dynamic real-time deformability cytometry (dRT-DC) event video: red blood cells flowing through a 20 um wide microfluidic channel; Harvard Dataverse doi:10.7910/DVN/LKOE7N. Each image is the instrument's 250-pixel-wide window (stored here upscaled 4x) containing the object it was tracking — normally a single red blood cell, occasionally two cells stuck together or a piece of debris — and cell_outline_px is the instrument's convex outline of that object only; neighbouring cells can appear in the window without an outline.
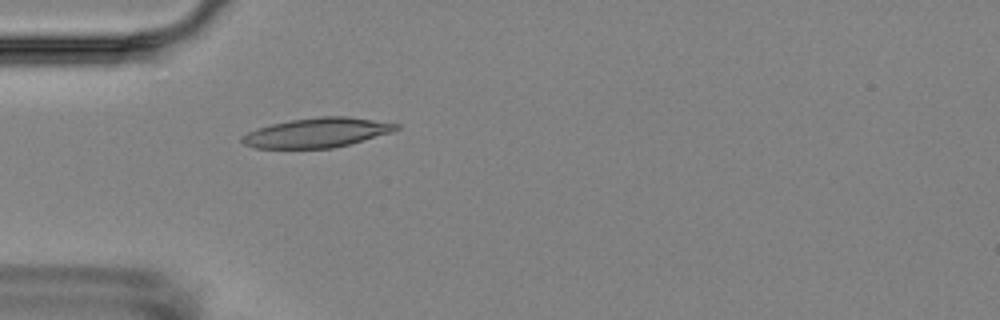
{"species": "Egyptian fruit bat (a non-hibernating species)", "species_latin": "Rousettus aegyptiacus", "temperature_condition": "room temperature", "stored_images_in_passage": 5, "camera_frame_rate_fps": 3000, "um_per_image_px": 0.085, "animal": {"sex": "female"}, "frame": {"image": 1, "passage_image": 5, "time_ms": 5.0, "image_size_px": [1000, 320], "cell_outline_px": [[400, 128], [392, 132], [348, 144], [332, 148], [256, 148], [244, 144], [240, 140], [240, 136], [256, 128], [272, 124], [292, 120], [320, 116], [348, 116], [400, 124]], "centroid_in_image_um": [26.93, 11.27], "position_along_channel_um": 58.1, "area_um2": 26.41}}